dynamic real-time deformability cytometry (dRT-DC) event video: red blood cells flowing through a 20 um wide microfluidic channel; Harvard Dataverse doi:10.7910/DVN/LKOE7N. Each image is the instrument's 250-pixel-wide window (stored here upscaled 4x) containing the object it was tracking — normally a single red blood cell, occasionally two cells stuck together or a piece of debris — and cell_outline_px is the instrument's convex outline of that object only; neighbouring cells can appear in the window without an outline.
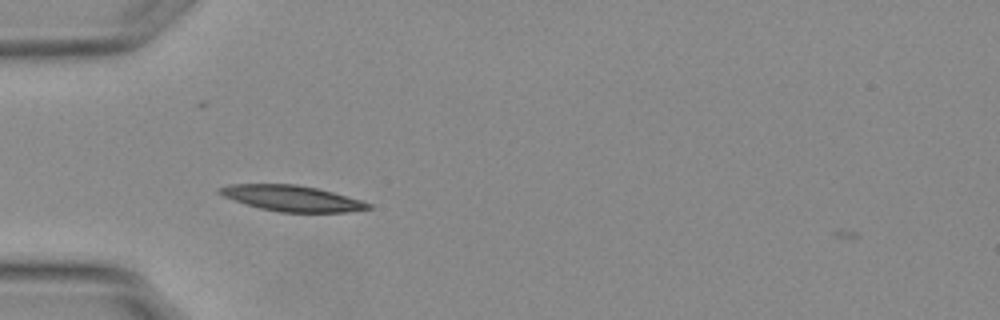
{"species": "Egyptian fruit bat (a non-hibernating species)", "species_latin": "Rousettus aegyptiacus", "temperature_condition": "warm", "stored_images_in_passage": 32, "camera_frame_rate_fps": 3000, "um_per_image_px": 0.085, "animal": {"sex": "female"}, "frame": {"image": 1, "passage_image": 3, "time_ms": 0.667, "image_size_px": [1000, 320], "cell_outline_px": [[372, 208], [348, 212], [280, 212], [260, 208], [244, 204], [224, 196], [216, 192], [216, 188], [228, 184], [296, 184], [316, 188], [332, 192], [360, 200], [372, 204]], "centroid_in_image_um": [24.76, 16.85], "position_along_channel_um": 60.2, "area_um2": 22.31}}
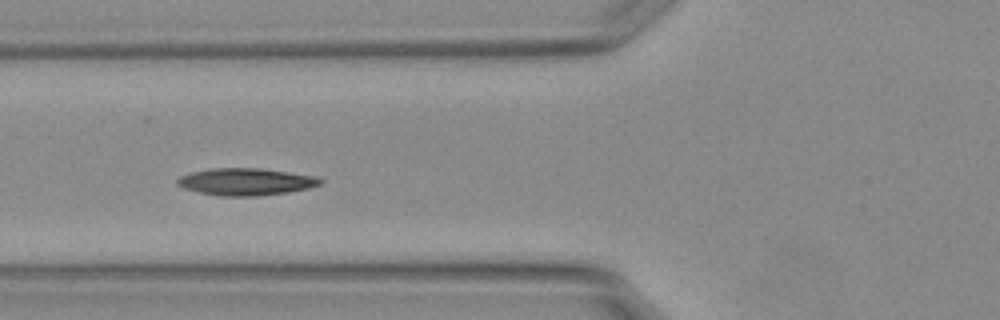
{"frame": {"image": 2, "passage_image": 7, "time_ms": 2.0, "image_size_px": [1000, 320], "cell_outline_px": [[324, 180], [320, 184], [308, 188], [288, 192], [256, 196], [220, 196], [200, 192], [184, 188], [176, 184], [176, 180], [180, 176], [192, 172], [212, 168], [260, 168], [316, 176]], "centroid_in_image_um": [20.89, 15.44], "position_along_channel_um": 104.9, "area_um2": 22.48}, "authors_computed_cell_mechanics": {"area_um2": 21.6172, "velocity_mm_per_s": 3.7467, "shape_relaxation_time_tau1_ms": 4.8303, "shape_relaxation_time_tau2_ms": null, "deformation_change_tau1": 0.1456, "deformation_change_tau2": null}}